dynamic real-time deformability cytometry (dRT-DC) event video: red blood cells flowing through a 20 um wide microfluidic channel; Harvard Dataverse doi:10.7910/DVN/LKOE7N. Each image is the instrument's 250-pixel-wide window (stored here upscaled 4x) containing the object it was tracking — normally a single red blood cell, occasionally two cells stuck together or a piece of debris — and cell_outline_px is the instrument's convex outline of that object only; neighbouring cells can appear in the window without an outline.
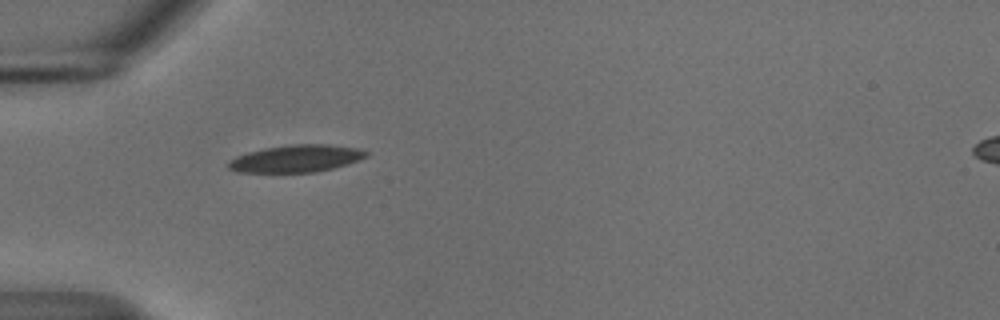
{"species": "common noctule bat (a hibernating species)", "species_latin": "Nyctalus noctula", "temperature_condition": "cold", "stored_images_in_passage": 39, "camera_frame_rate_fps": 3000, "um_per_image_px": 0.085, "animal": {"sex": "male", "body_mass_g": 18.8}, "frame": {"image": 1, "passage_image": 1, "time_ms": 0.0, "image_size_px": [1000, 320], "cell_outline_px": [[368, 156], [348, 164], [316, 172], [236, 172], [228, 168], [228, 160], [236, 156], [248, 152], [264, 148], [292, 144], [328, 144], [356, 148], [368, 152]], "centroid_in_image_um": [25.15, 13.47], "position_along_channel_um": 59.8, "area_um2": 21.85}}
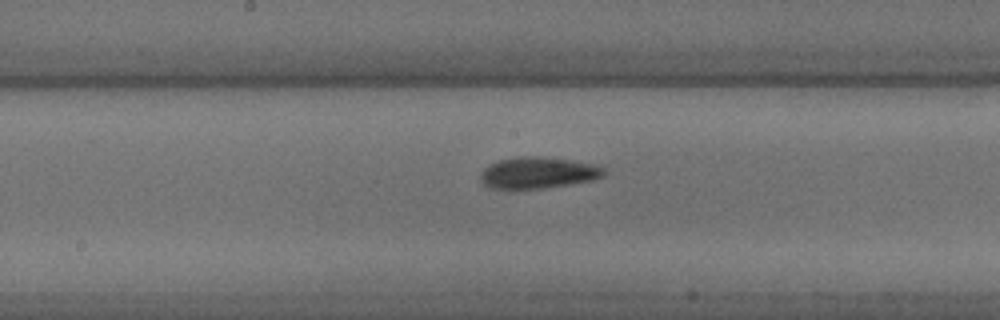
{"frame": {"image": 2, "passage_image": 13, "time_ms": 4.0, "image_size_px": [1000, 320], "cell_outline_px": [[608, 168], [604, 176], [592, 180], [568, 184], [540, 188], [492, 188], [484, 184], [480, 180], [480, 172], [488, 164], [500, 160], [516, 156], [540, 156], [572, 160], [596, 164]], "centroid_in_image_um": [45.76, 14.66], "position_along_channel_um": 202.4, "area_um2": 22.72}}
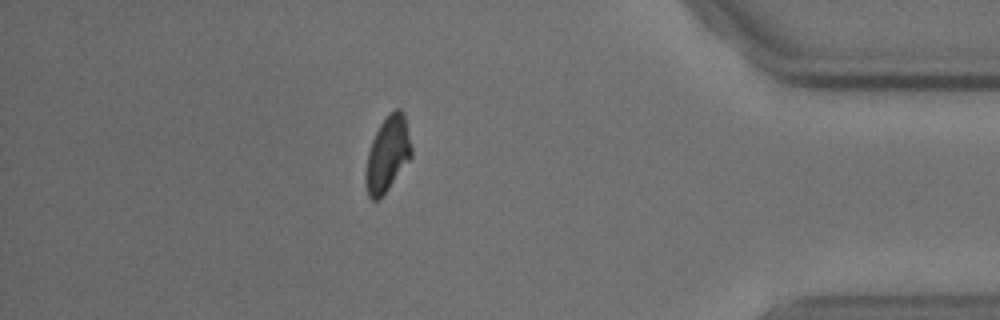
{"frame": {"image": 3, "passage_image": 32, "time_ms": 10.333, "image_size_px": [1000, 320], "cell_outline_px": [[412, 156], [388, 188], [376, 200], [372, 200], [368, 196], [364, 180], [364, 176], [368, 152], [372, 140], [380, 124], [388, 112], [396, 108], [400, 108], [404, 112], [412, 148]], "centroid_in_image_um": [32.93, 13.05], "position_along_channel_um": 402.3, "area_um2": 20.0}, "authors_computed_cell_mechanics": {"area_um2": 21.2126, "velocity_mm_per_s": 3.692, "shape_relaxation_time_tau1_ms": 7.9332, "shape_relaxation_time_tau2_ms": 4.6349, "deformation_change_tau1": 0.1877, "deformation_change_tau2": 0.1048}}